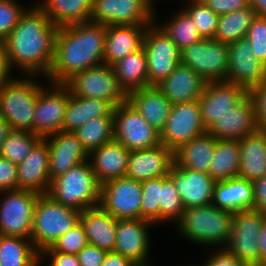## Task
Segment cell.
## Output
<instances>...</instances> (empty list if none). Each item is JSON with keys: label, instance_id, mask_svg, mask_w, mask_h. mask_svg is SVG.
<instances>
[{"label": "cell", "instance_id": "cell-1", "mask_svg": "<svg viewBox=\"0 0 266 266\" xmlns=\"http://www.w3.org/2000/svg\"><path fill=\"white\" fill-rule=\"evenodd\" d=\"M27 8L4 40L8 62L22 76L46 78L54 60L58 27L36 5Z\"/></svg>", "mask_w": 266, "mask_h": 266}, {"label": "cell", "instance_id": "cell-2", "mask_svg": "<svg viewBox=\"0 0 266 266\" xmlns=\"http://www.w3.org/2000/svg\"><path fill=\"white\" fill-rule=\"evenodd\" d=\"M105 35L106 26L91 21L58 27L46 79L64 84L74 74L104 63Z\"/></svg>", "mask_w": 266, "mask_h": 266}, {"label": "cell", "instance_id": "cell-3", "mask_svg": "<svg viewBox=\"0 0 266 266\" xmlns=\"http://www.w3.org/2000/svg\"><path fill=\"white\" fill-rule=\"evenodd\" d=\"M233 215V212L221 210L212 203L189 207L174 227L184 240L203 247L212 246V250L224 249L231 237Z\"/></svg>", "mask_w": 266, "mask_h": 266}, {"label": "cell", "instance_id": "cell-4", "mask_svg": "<svg viewBox=\"0 0 266 266\" xmlns=\"http://www.w3.org/2000/svg\"><path fill=\"white\" fill-rule=\"evenodd\" d=\"M48 195L57 203L81 212L99 206L101 184L90 162L85 161L52 180Z\"/></svg>", "mask_w": 266, "mask_h": 266}, {"label": "cell", "instance_id": "cell-5", "mask_svg": "<svg viewBox=\"0 0 266 266\" xmlns=\"http://www.w3.org/2000/svg\"><path fill=\"white\" fill-rule=\"evenodd\" d=\"M36 77L14 76L0 89V115L9 122L12 130L33 133L36 102L38 93L43 87Z\"/></svg>", "mask_w": 266, "mask_h": 266}, {"label": "cell", "instance_id": "cell-6", "mask_svg": "<svg viewBox=\"0 0 266 266\" xmlns=\"http://www.w3.org/2000/svg\"><path fill=\"white\" fill-rule=\"evenodd\" d=\"M80 214V211L57 203L48 194H41L33 217V246L39 253L52 247L62 235L80 222Z\"/></svg>", "mask_w": 266, "mask_h": 266}, {"label": "cell", "instance_id": "cell-7", "mask_svg": "<svg viewBox=\"0 0 266 266\" xmlns=\"http://www.w3.org/2000/svg\"><path fill=\"white\" fill-rule=\"evenodd\" d=\"M71 94L108 101L114 108L127 101L111 65L102 63L74 74L64 83Z\"/></svg>", "mask_w": 266, "mask_h": 266}, {"label": "cell", "instance_id": "cell-8", "mask_svg": "<svg viewBox=\"0 0 266 266\" xmlns=\"http://www.w3.org/2000/svg\"><path fill=\"white\" fill-rule=\"evenodd\" d=\"M40 195L22 189L1 191L0 235L31 239L35 207Z\"/></svg>", "mask_w": 266, "mask_h": 266}, {"label": "cell", "instance_id": "cell-9", "mask_svg": "<svg viewBox=\"0 0 266 266\" xmlns=\"http://www.w3.org/2000/svg\"><path fill=\"white\" fill-rule=\"evenodd\" d=\"M143 48L147 58L149 86L159 85L181 63V50L156 21L145 30Z\"/></svg>", "mask_w": 266, "mask_h": 266}, {"label": "cell", "instance_id": "cell-10", "mask_svg": "<svg viewBox=\"0 0 266 266\" xmlns=\"http://www.w3.org/2000/svg\"><path fill=\"white\" fill-rule=\"evenodd\" d=\"M181 64L190 67L207 82L226 81L229 66L228 44L213 38L183 48Z\"/></svg>", "mask_w": 266, "mask_h": 266}, {"label": "cell", "instance_id": "cell-11", "mask_svg": "<svg viewBox=\"0 0 266 266\" xmlns=\"http://www.w3.org/2000/svg\"><path fill=\"white\" fill-rule=\"evenodd\" d=\"M114 140L129 151L159 146L160 132L151 126L127 100L114 108Z\"/></svg>", "mask_w": 266, "mask_h": 266}, {"label": "cell", "instance_id": "cell-12", "mask_svg": "<svg viewBox=\"0 0 266 266\" xmlns=\"http://www.w3.org/2000/svg\"><path fill=\"white\" fill-rule=\"evenodd\" d=\"M266 215L259 210L249 209L235 212L228 245L224 248L246 266L260 262L259 234Z\"/></svg>", "mask_w": 266, "mask_h": 266}, {"label": "cell", "instance_id": "cell-13", "mask_svg": "<svg viewBox=\"0 0 266 266\" xmlns=\"http://www.w3.org/2000/svg\"><path fill=\"white\" fill-rule=\"evenodd\" d=\"M207 132L203 125L198 100L173 104L160 143L175 152L191 139Z\"/></svg>", "mask_w": 266, "mask_h": 266}, {"label": "cell", "instance_id": "cell-14", "mask_svg": "<svg viewBox=\"0 0 266 266\" xmlns=\"http://www.w3.org/2000/svg\"><path fill=\"white\" fill-rule=\"evenodd\" d=\"M155 6L147 0H93L91 22L108 25H151Z\"/></svg>", "mask_w": 266, "mask_h": 266}, {"label": "cell", "instance_id": "cell-15", "mask_svg": "<svg viewBox=\"0 0 266 266\" xmlns=\"http://www.w3.org/2000/svg\"><path fill=\"white\" fill-rule=\"evenodd\" d=\"M51 85L49 88L43 86L39 91L33 117V133L42 139L62 131L69 99V89L65 84Z\"/></svg>", "mask_w": 266, "mask_h": 266}, {"label": "cell", "instance_id": "cell-16", "mask_svg": "<svg viewBox=\"0 0 266 266\" xmlns=\"http://www.w3.org/2000/svg\"><path fill=\"white\" fill-rule=\"evenodd\" d=\"M141 181L121 177L101 185L100 206L115 219H141Z\"/></svg>", "mask_w": 266, "mask_h": 266}, {"label": "cell", "instance_id": "cell-17", "mask_svg": "<svg viewBox=\"0 0 266 266\" xmlns=\"http://www.w3.org/2000/svg\"><path fill=\"white\" fill-rule=\"evenodd\" d=\"M248 90L226 81L207 82L198 100L203 125L208 130L216 121L237 106Z\"/></svg>", "mask_w": 266, "mask_h": 266}, {"label": "cell", "instance_id": "cell-18", "mask_svg": "<svg viewBox=\"0 0 266 266\" xmlns=\"http://www.w3.org/2000/svg\"><path fill=\"white\" fill-rule=\"evenodd\" d=\"M229 66L226 82L247 90L266 82V65L256 59L250 43L244 38L228 44Z\"/></svg>", "mask_w": 266, "mask_h": 266}, {"label": "cell", "instance_id": "cell-19", "mask_svg": "<svg viewBox=\"0 0 266 266\" xmlns=\"http://www.w3.org/2000/svg\"><path fill=\"white\" fill-rule=\"evenodd\" d=\"M154 225L142 219H118L114 252L129 258L138 266L150 265L149 227Z\"/></svg>", "mask_w": 266, "mask_h": 266}, {"label": "cell", "instance_id": "cell-20", "mask_svg": "<svg viewBox=\"0 0 266 266\" xmlns=\"http://www.w3.org/2000/svg\"><path fill=\"white\" fill-rule=\"evenodd\" d=\"M49 147V178L65 174L76 165L89 161V153L73 132L60 131L43 138Z\"/></svg>", "mask_w": 266, "mask_h": 266}, {"label": "cell", "instance_id": "cell-21", "mask_svg": "<svg viewBox=\"0 0 266 266\" xmlns=\"http://www.w3.org/2000/svg\"><path fill=\"white\" fill-rule=\"evenodd\" d=\"M168 176L175 184L184 209L211 204L215 181L210 174L184 169L174 163Z\"/></svg>", "mask_w": 266, "mask_h": 266}, {"label": "cell", "instance_id": "cell-22", "mask_svg": "<svg viewBox=\"0 0 266 266\" xmlns=\"http://www.w3.org/2000/svg\"><path fill=\"white\" fill-rule=\"evenodd\" d=\"M173 164L174 152L162 144L130 151L125 177L144 181L168 176Z\"/></svg>", "mask_w": 266, "mask_h": 266}, {"label": "cell", "instance_id": "cell-23", "mask_svg": "<svg viewBox=\"0 0 266 266\" xmlns=\"http://www.w3.org/2000/svg\"><path fill=\"white\" fill-rule=\"evenodd\" d=\"M49 164V147L47 142L41 139L26 158L17 164L19 189L48 194L51 185Z\"/></svg>", "mask_w": 266, "mask_h": 266}, {"label": "cell", "instance_id": "cell-24", "mask_svg": "<svg viewBox=\"0 0 266 266\" xmlns=\"http://www.w3.org/2000/svg\"><path fill=\"white\" fill-rule=\"evenodd\" d=\"M207 131L220 140H240L257 132V119L248 95Z\"/></svg>", "mask_w": 266, "mask_h": 266}, {"label": "cell", "instance_id": "cell-25", "mask_svg": "<svg viewBox=\"0 0 266 266\" xmlns=\"http://www.w3.org/2000/svg\"><path fill=\"white\" fill-rule=\"evenodd\" d=\"M147 24L106 26L104 63L113 65L143 48Z\"/></svg>", "mask_w": 266, "mask_h": 266}, {"label": "cell", "instance_id": "cell-26", "mask_svg": "<svg viewBox=\"0 0 266 266\" xmlns=\"http://www.w3.org/2000/svg\"><path fill=\"white\" fill-rule=\"evenodd\" d=\"M207 81L190 67L179 64L158 86L171 104L199 100Z\"/></svg>", "mask_w": 266, "mask_h": 266}, {"label": "cell", "instance_id": "cell-27", "mask_svg": "<svg viewBox=\"0 0 266 266\" xmlns=\"http://www.w3.org/2000/svg\"><path fill=\"white\" fill-rule=\"evenodd\" d=\"M130 151L112 140L89 153L92 170L101 185L117 178L125 177Z\"/></svg>", "mask_w": 266, "mask_h": 266}, {"label": "cell", "instance_id": "cell-28", "mask_svg": "<svg viewBox=\"0 0 266 266\" xmlns=\"http://www.w3.org/2000/svg\"><path fill=\"white\" fill-rule=\"evenodd\" d=\"M211 203L233 213L254 209V183L241 177L215 182Z\"/></svg>", "mask_w": 266, "mask_h": 266}, {"label": "cell", "instance_id": "cell-29", "mask_svg": "<svg viewBox=\"0 0 266 266\" xmlns=\"http://www.w3.org/2000/svg\"><path fill=\"white\" fill-rule=\"evenodd\" d=\"M82 224L88 242L106 252H114L117 219L100 205L81 211Z\"/></svg>", "mask_w": 266, "mask_h": 266}, {"label": "cell", "instance_id": "cell-30", "mask_svg": "<svg viewBox=\"0 0 266 266\" xmlns=\"http://www.w3.org/2000/svg\"><path fill=\"white\" fill-rule=\"evenodd\" d=\"M127 100L151 126L159 132L164 128L172 104L158 86L134 90L128 94Z\"/></svg>", "mask_w": 266, "mask_h": 266}, {"label": "cell", "instance_id": "cell-31", "mask_svg": "<svg viewBox=\"0 0 266 266\" xmlns=\"http://www.w3.org/2000/svg\"><path fill=\"white\" fill-rule=\"evenodd\" d=\"M216 138L208 131L191 139L174 152V163L184 169L209 174Z\"/></svg>", "mask_w": 266, "mask_h": 266}, {"label": "cell", "instance_id": "cell-32", "mask_svg": "<svg viewBox=\"0 0 266 266\" xmlns=\"http://www.w3.org/2000/svg\"><path fill=\"white\" fill-rule=\"evenodd\" d=\"M238 177L254 182L266 175V133L257 131L240 140Z\"/></svg>", "mask_w": 266, "mask_h": 266}, {"label": "cell", "instance_id": "cell-33", "mask_svg": "<svg viewBox=\"0 0 266 266\" xmlns=\"http://www.w3.org/2000/svg\"><path fill=\"white\" fill-rule=\"evenodd\" d=\"M114 116V107L103 99L85 98L70 93L62 131L74 132L90 119Z\"/></svg>", "mask_w": 266, "mask_h": 266}, {"label": "cell", "instance_id": "cell-34", "mask_svg": "<svg viewBox=\"0 0 266 266\" xmlns=\"http://www.w3.org/2000/svg\"><path fill=\"white\" fill-rule=\"evenodd\" d=\"M38 3V4H37ZM93 0H41L36 5L57 27L90 22Z\"/></svg>", "mask_w": 266, "mask_h": 266}, {"label": "cell", "instance_id": "cell-35", "mask_svg": "<svg viewBox=\"0 0 266 266\" xmlns=\"http://www.w3.org/2000/svg\"><path fill=\"white\" fill-rule=\"evenodd\" d=\"M120 87L130 92L148 87L147 58L144 48L130 53L112 65Z\"/></svg>", "mask_w": 266, "mask_h": 266}, {"label": "cell", "instance_id": "cell-36", "mask_svg": "<svg viewBox=\"0 0 266 266\" xmlns=\"http://www.w3.org/2000/svg\"><path fill=\"white\" fill-rule=\"evenodd\" d=\"M1 266H40V253L29 238L0 235Z\"/></svg>", "mask_w": 266, "mask_h": 266}, {"label": "cell", "instance_id": "cell-37", "mask_svg": "<svg viewBox=\"0 0 266 266\" xmlns=\"http://www.w3.org/2000/svg\"><path fill=\"white\" fill-rule=\"evenodd\" d=\"M240 148L238 140L216 139L209 174L215 182L238 177Z\"/></svg>", "mask_w": 266, "mask_h": 266}, {"label": "cell", "instance_id": "cell-38", "mask_svg": "<svg viewBox=\"0 0 266 266\" xmlns=\"http://www.w3.org/2000/svg\"><path fill=\"white\" fill-rule=\"evenodd\" d=\"M256 16V10L251 6L220 15L213 39L226 44L244 39Z\"/></svg>", "mask_w": 266, "mask_h": 266}, {"label": "cell", "instance_id": "cell-39", "mask_svg": "<svg viewBox=\"0 0 266 266\" xmlns=\"http://www.w3.org/2000/svg\"><path fill=\"white\" fill-rule=\"evenodd\" d=\"M73 133L90 153L92 150L114 140L113 116L90 119Z\"/></svg>", "mask_w": 266, "mask_h": 266}, {"label": "cell", "instance_id": "cell-40", "mask_svg": "<svg viewBox=\"0 0 266 266\" xmlns=\"http://www.w3.org/2000/svg\"><path fill=\"white\" fill-rule=\"evenodd\" d=\"M173 15L172 19H168L165 21L166 23L161 22L158 25L180 50L204 39L193 23V19L184 9L181 8Z\"/></svg>", "mask_w": 266, "mask_h": 266}, {"label": "cell", "instance_id": "cell-41", "mask_svg": "<svg viewBox=\"0 0 266 266\" xmlns=\"http://www.w3.org/2000/svg\"><path fill=\"white\" fill-rule=\"evenodd\" d=\"M41 139L30 131L12 130L2 143L0 156L19 164Z\"/></svg>", "mask_w": 266, "mask_h": 266}, {"label": "cell", "instance_id": "cell-42", "mask_svg": "<svg viewBox=\"0 0 266 266\" xmlns=\"http://www.w3.org/2000/svg\"><path fill=\"white\" fill-rule=\"evenodd\" d=\"M159 203L160 223L175 220L173 223L175 224L181 218L185 210L175 184L169 176L161 177V199Z\"/></svg>", "mask_w": 266, "mask_h": 266}, {"label": "cell", "instance_id": "cell-43", "mask_svg": "<svg viewBox=\"0 0 266 266\" xmlns=\"http://www.w3.org/2000/svg\"><path fill=\"white\" fill-rule=\"evenodd\" d=\"M141 186V219L160 225L161 177L141 181Z\"/></svg>", "mask_w": 266, "mask_h": 266}, {"label": "cell", "instance_id": "cell-44", "mask_svg": "<svg viewBox=\"0 0 266 266\" xmlns=\"http://www.w3.org/2000/svg\"><path fill=\"white\" fill-rule=\"evenodd\" d=\"M188 3L183 9L193 19L200 35L204 39L214 38L219 15L209 9L202 0H190Z\"/></svg>", "mask_w": 266, "mask_h": 266}, {"label": "cell", "instance_id": "cell-45", "mask_svg": "<svg viewBox=\"0 0 266 266\" xmlns=\"http://www.w3.org/2000/svg\"><path fill=\"white\" fill-rule=\"evenodd\" d=\"M89 244L85 230L79 222L76 226L62 235L51 247L55 252L77 255Z\"/></svg>", "mask_w": 266, "mask_h": 266}, {"label": "cell", "instance_id": "cell-46", "mask_svg": "<svg viewBox=\"0 0 266 266\" xmlns=\"http://www.w3.org/2000/svg\"><path fill=\"white\" fill-rule=\"evenodd\" d=\"M17 0H0V41H4L27 8Z\"/></svg>", "mask_w": 266, "mask_h": 266}, {"label": "cell", "instance_id": "cell-47", "mask_svg": "<svg viewBox=\"0 0 266 266\" xmlns=\"http://www.w3.org/2000/svg\"><path fill=\"white\" fill-rule=\"evenodd\" d=\"M245 39L250 43L256 59L266 65V17L257 15Z\"/></svg>", "mask_w": 266, "mask_h": 266}, {"label": "cell", "instance_id": "cell-48", "mask_svg": "<svg viewBox=\"0 0 266 266\" xmlns=\"http://www.w3.org/2000/svg\"><path fill=\"white\" fill-rule=\"evenodd\" d=\"M248 97L253 104L258 131L266 133V82L248 89Z\"/></svg>", "mask_w": 266, "mask_h": 266}, {"label": "cell", "instance_id": "cell-49", "mask_svg": "<svg viewBox=\"0 0 266 266\" xmlns=\"http://www.w3.org/2000/svg\"><path fill=\"white\" fill-rule=\"evenodd\" d=\"M18 189L17 164L0 156V192Z\"/></svg>", "mask_w": 266, "mask_h": 266}, {"label": "cell", "instance_id": "cell-50", "mask_svg": "<svg viewBox=\"0 0 266 266\" xmlns=\"http://www.w3.org/2000/svg\"><path fill=\"white\" fill-rule=\"evenodd\" d=\"M216 14L223 15L250 6V0H202Z\"/></svg>", "mask_w": 266, "mask_h": 266}, {"label": "cell", "instance_id": "cell-51", "mask_svg": "<svg viewBox=\"0 0 266 266\" xmlns=\"http://www.w3.org/2000/svg\"><path fill=\"white\" fill-rule=\"evenodd\" d=\"M43 259L49 261L47 266H80L77 255L55 252L51 247L40 253V265Z\"/></svg>", "mask_w": 266, "mask_h": 266}, {"label": "cell", "instance_id": "cell-52", "mask_svg": "<svg viewBox=\"0 0 266 266\" xmlns=\"http://www.w3.org/2000/svg\"><path fill=\"white\" fill-rule=\"evenodd\" d=\"M107 252L97 246L88 244L78 254L80 266H101Z\"/></svg>", "mask_w": 266, "mask_h": 266}, {"label": "cell", "instance_id": "cell-53", "mask_svg": "<svg viewBox=\"0 0 266 266\" xmlns=\"http://www.w3.org/2000/svg\"><path fill=\"white\" fill-rule=\"evenodd\" d=\"M209 253L206 261L199 266H246L235 256L228 253L225 249H215Z\"/></svg>", "mask_w": 266, "mask_h": 266}, {"label": "cell", "instance_id": "cell-54", "mask_svg": "<svg viewBox=\"0 0 266 266\" xmlns=\"http://www.w3.org/2000/svg\"><path fill=\"white\" fill-rule=\"evenodd\" d=\"M255 205L254 209L266 215V175L254 182Z\"/></svg>", "mask_w": 266, "mask_h": 266}, {"label": "cell", "instance_id": "cell-55", "mask_svg": "<svg viewBox=\"0 0 266 266\" xmlns=\"http://www.w3.org/2000/svg\"><path fill=\"white\" fill-rule=\"evenodd\" d=\"M11 72L5 42L0 41V89L14 78Z\"/></svg>", "mask_w": 266, "mask_h": 266}, {"label": "cell", "instance_id": "cell-56", "mask_svg": "<svg viewBox=\"0 0 266 266\" xmlns=\"http://www.w3.org/2000/svg\"><path fill=\"white\" fill-rule=\"evenodd\" d=\"M101 266H138L129 258L116 252H107Z\"/></svg>", "mask_w": 266, "mask_h": 266}, {"label": "cell", "instance_id": "cell-57", "mask_svg": "<svg viewBox=\"0 0 266 266\" xmlns=\"http://www.w3.org/2000/svg\"><path fill=\"white\" fill-rule=\"evenodd\" d=\"M259 251H260V261H266V219L260 229L259 234Z\"/></svg>", "mask_w": 266, "mask_h": 266}, {"label": "cell", "instance_id": "cell-58", "mask_svg": "<svg viewBox=\"0 0 266 266\" xmlns=\"http://www.w3.org/2000/svg\"><path fill=\"white\" fill-rule=\"evenodd\" d=\"M11 131L12 128L9 125V122L0 115V150L3 141L7 138Z\"/></svg>", "mask_w": 266, "mask_h": 266}, {"label": "cell", "instance_id": "cell-59", "mask_svg": "<svg viewBox=\"0 0 266 266\" xmlns=\"http://www.w3.org/2000/svg\"><path fill=\"white\" fill-rule=\"evenodd\" d=\"M250 6L256 10L257 15L266 17V0H250Z\"/></svg>", "mask_w": 266, "mask_h": 266}, {"label": "cell", "instance_id": "cell-60", "mask_svg": "<svg viewBox=\"0 0 266 266\" xmlns=\"http://www.w3.org/2000/svg\"><path fill=\"white\" fill-rule=\"evenodd\" d=\"M255 266H266V261H260Z\"/></svg>", "mask_w": 266, "mask_h": 266}, {"label": "cell", "instance_id": "cell-61", "mask_svg": "<svg viewBox=\"0 0 266 266\" xmlns=\"http://www.w3.org/2000/svg\"><path fill=\"white\" fill-rule=\"evenodd\" d=\"M152 6L155 5L154 1L155 0H147Z\"/></svg>", "mask_w": 266, "mask_h": 266}]
</instances>
